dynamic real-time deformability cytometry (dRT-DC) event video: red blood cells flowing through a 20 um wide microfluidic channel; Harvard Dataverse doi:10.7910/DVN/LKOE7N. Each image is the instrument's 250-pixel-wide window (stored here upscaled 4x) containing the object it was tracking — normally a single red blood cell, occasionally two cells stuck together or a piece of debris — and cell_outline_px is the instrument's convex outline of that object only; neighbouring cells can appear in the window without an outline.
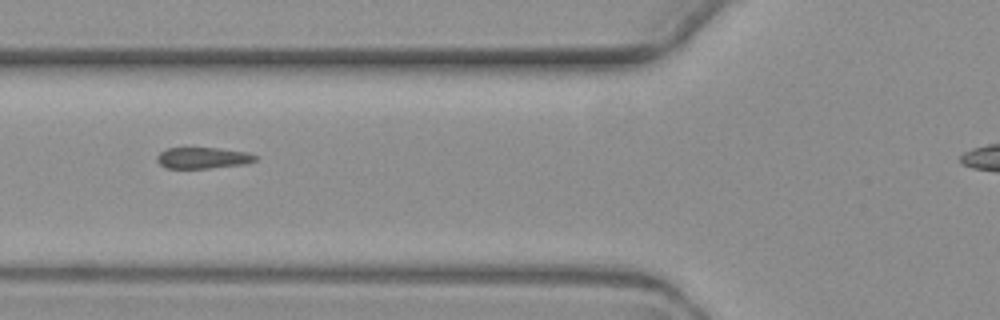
{"species": "common noctule bat (a hibernating species)", "species_latin": "Nyctalus noctula", "temperature_condition": "warm", "stored_images_in_passage": 7, "camera_frame_rate_fps": 3000, "um_per_image_px": 0.085, "animal": {"sex": "female", "body_mass_g": 19.3, "forearm_length_mm": 54.1}, "frame": {"image": 1, "passage_image": 3, "time_ms": 3.0, "image_size_px": [1000, 320], "cell_outline_px": [[256, 160], [244, 164], [208, 168], [168, 168], [160, 164], [156, 160], [156, 156], [160, 152], [168, 148], [216, 148], [244, 152], [256, 156]], "centroid_in_image_um": [17.19, 13.42], "position_along_channel_um": 108.6, "area_um2": 11.91}}
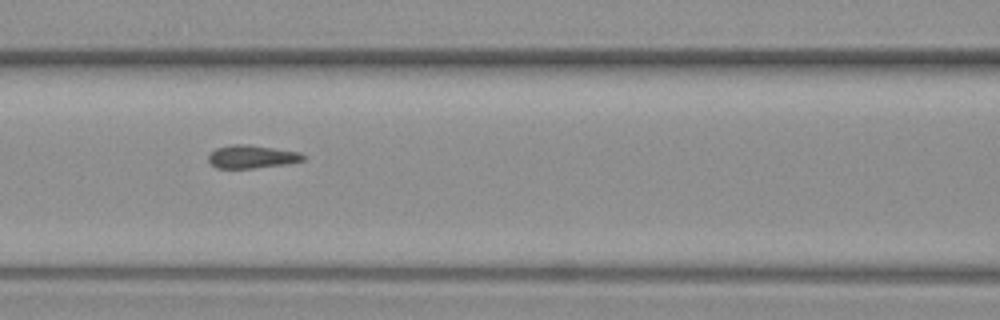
{"frame": {"image": 2, "passage_image": 4, "time_ms": 4.0, "image_size_px": [1000, 320], "cell_outline_px": [[308, 156], [304, 160], [288, 164], [252, 168], [216, 168], [208, 160], [208, 156], [216, 148], [232, 144], [248, 144], [300, 152]], "centroid_in_image_um": [21.45, 13.31], "position_along_channel_um": 145.2, "area_um2": 12.83}}
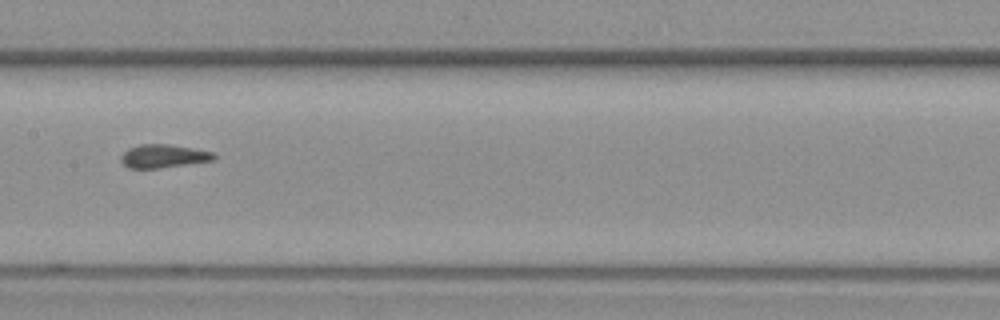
{"frame": {"image": 3, "passage_image": 5, "time_ms": 5.333, "image_size_px": [1000, 320], "cell_outline_px": [[216, 156], [212, 160], [160, 168], [128, 168], [120, 160], [120, 156], [128, 148], [140, 144], [168, 144], [192, 148], [212, 152]], "centroid_in_image_um": [13.84, 13.26], "position_along_channel_um": 193.6, "area_um2": 12.48}}